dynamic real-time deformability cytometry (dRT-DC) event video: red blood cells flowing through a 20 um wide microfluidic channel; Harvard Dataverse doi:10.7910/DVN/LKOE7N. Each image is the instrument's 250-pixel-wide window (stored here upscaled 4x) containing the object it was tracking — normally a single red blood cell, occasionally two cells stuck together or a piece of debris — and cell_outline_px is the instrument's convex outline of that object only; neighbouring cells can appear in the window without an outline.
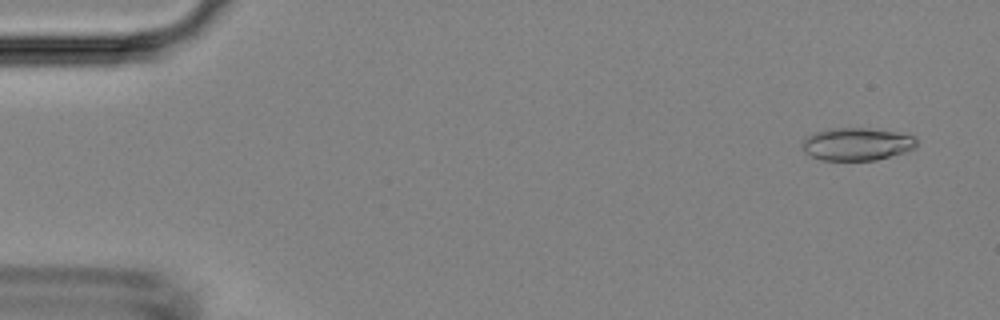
{"species": "Egyptian fruit bat (a non-hibernating species)", "species_latin": "Rousettus aegyptiacus", "temperature_condition": "room temperature", "stored_images_in_passage": 6, "camera_frame_rate_fps": 3000, "um_per_image_px": 0.085, "animal": {"sex": "female"}, "frame": {"image": 1, "passage_image": 1, "time_ms": 0.0, "image_size_px": [1000, 320], "cell_outline_px": [[916, 148], [904, 152], [876, 160], [820, 160], [804, 152], [800, 144], [804, 136], [828, 128], [868, 128], [896, 132], [916, 136]], "centroid_in_image_um": [72.79, 12.24], "position_along_channel_um": 12.2, "area_um2": 22.02}}
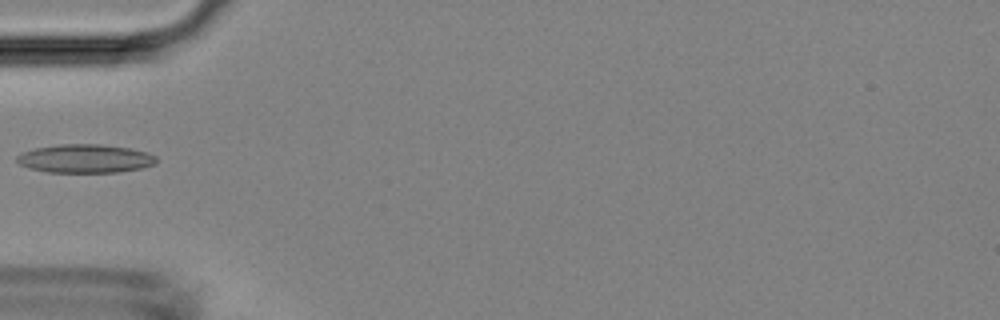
{"frame": {"image": 2, "passage_image": 5, "time_ms": 4.667, "image_size_px": [1000, 320], "cell_outline_px": [[156, 164], [140, 168], [120, 172], [48, 172], [28, 168], [20, 164], [16, 160], [16, 156], [24, 152], [36, 148], [60, 144], [100, 144], [128, 148], [148, 152], [156, 156]], "centroid_in_image_um": [7.25, 13.48], "position_along_channel_um": 77.8, "area_um2": 23.12}}